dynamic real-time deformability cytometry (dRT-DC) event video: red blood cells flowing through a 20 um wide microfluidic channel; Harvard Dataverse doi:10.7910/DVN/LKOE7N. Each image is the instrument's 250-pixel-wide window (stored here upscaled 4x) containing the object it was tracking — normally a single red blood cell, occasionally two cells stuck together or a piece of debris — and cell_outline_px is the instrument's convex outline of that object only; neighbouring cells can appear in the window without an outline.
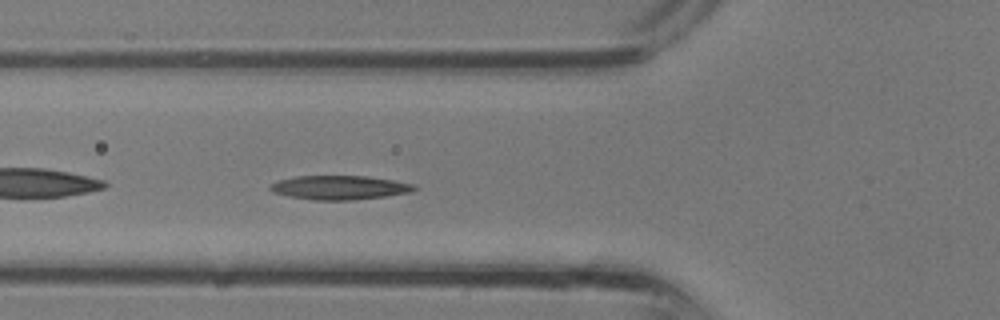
{"species": "common noctule bat (a hibernating species)", "species_latin": "Nyctalus noctula", "temperature_condition": "room temperature", "stored_images_in_passage": 34, "camera_frame_rate_fps": 3000, "um_per_image_px": 0.085, "animal": {"sex": "male", "body_mass_g": 13.3}, "frame": {"image": 1, "passage_image": 12, "time_ms": 3.667, "image_size_px": [1000, 320], "cell_outline_px": [[420, 188], [412, 192], [384, 196], [348, 200], [312, 200], [288, 196], [272, 192], [268, 188], [276, 180], [296, 176], [368, 176], [392, 180], [412, 184]], "centroid_in_image_um": [28.83, 15.94], "position_along_channel_um": 97.0, "area_um2": 20.17}}
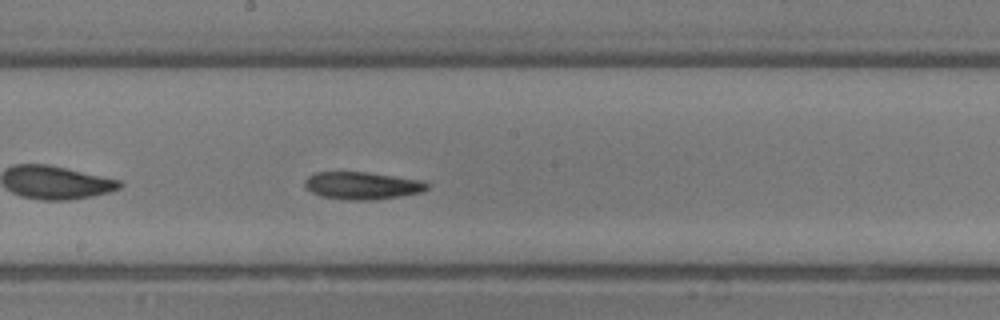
{"frame": {"image": 2, "passage_image": 18, "time_ms": 5.667, "image_size_px": [1000, 320], "cell_outline_px": [[428, 188], [424, 192], [376, 200], [348, 200], [320, 196], [312, 192], [304, 184], [304, 180], [308, 176], [316, 172], [368, 172], [424, 180], [428, 184]], "centroid_in_image_um": [30.82, 15.77], "position_along_channel_um": 217.4, "area_um2": 19.77}}
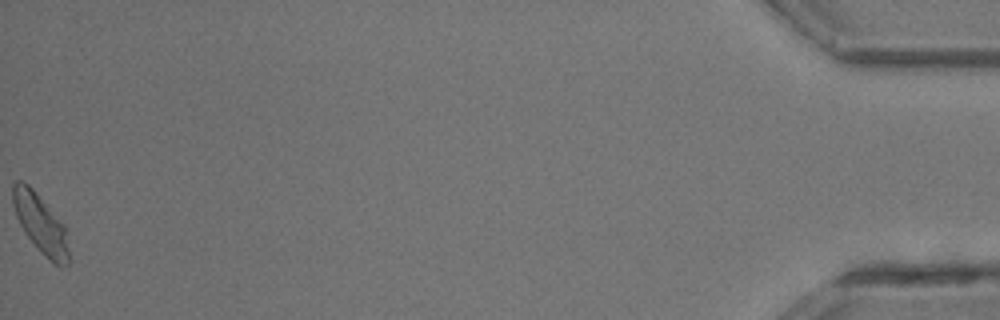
{"frame": {"image": 3, "passage_image": 34, "time_ms": 11.0, "image_size_px": [1000, 320], "cell_outline_px": [[68, 264], [56, 264], [40, 252], [24, 232], [16, 216], [12, 204], [12, 184], [16, 180], [20, 180], [28, 184], [32, 188], [64, 224], [68, 252]], "centroid_in_image_um": [3.39, 18.96], "position_along_channel_um": 431.8, "area_um2": 18.84}}